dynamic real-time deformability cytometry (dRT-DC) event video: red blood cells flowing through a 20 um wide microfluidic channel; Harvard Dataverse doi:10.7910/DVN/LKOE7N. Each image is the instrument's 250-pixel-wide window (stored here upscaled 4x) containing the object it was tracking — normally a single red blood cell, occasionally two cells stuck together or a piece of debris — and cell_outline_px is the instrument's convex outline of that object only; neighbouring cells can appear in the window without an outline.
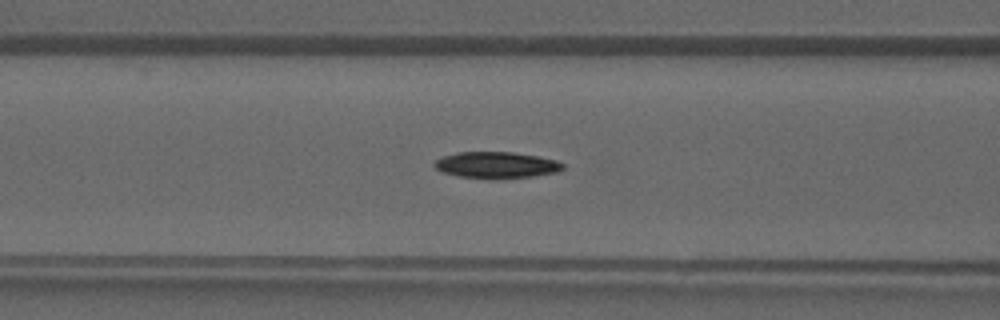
{"species": "common noctule bat (a hibernating species)", "species_latin": "Nyctalus noctula", "temperature_condition": "warm", "stored_images_in_passage": 38, "camera_frame_rate_fps": 3000, "um_per_image_px": 0.085, "animal": {"sex": "male", "forearm_length_mm": 52.5}, "frame": {"image": 1, "passage_image": 14, "time_ms": 4.333, "image_size_px": [1000, 320], "cell_outline_px": [[564, 168], [560, 172], [532, 176], [492, 180], [460, 176], [440, 172], [432, 164], [436, 160], [444, 156], [456, 152], [512, 152], [536, 156], [556, 160], [564, 164]], "centroid_in_image_um": [42.19, 14.04], "position_along_channel_um": 124.4, "area_um2": 20.0}}
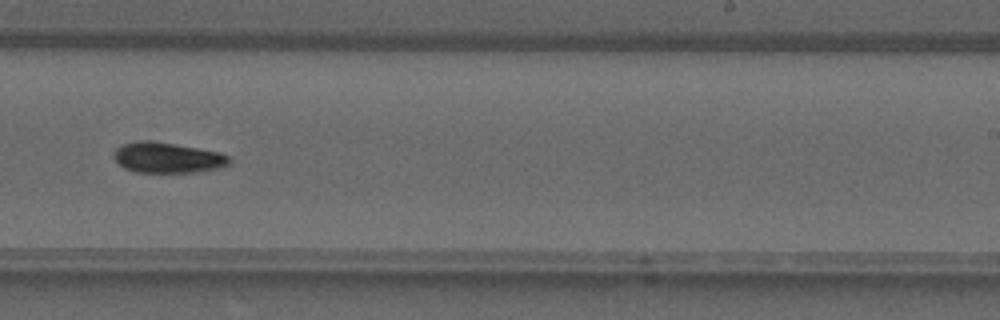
{"frame": {"image": 2, "passage_image": 23, "time_ms": 7.333, "image_size_px": [1000, 320], "cell_outline_px": [[228, 164], [220, 168], [196, 172], [136, 172], [124, 168], [112, 156], [112, 152], [120, 144], [136, 140], [152, 140], [220, 152], [228, 156]], "centroid_in_image_um": [14.17, 13.38], "position_along_channel_um": 274.8, "area_um2": 20.63}}
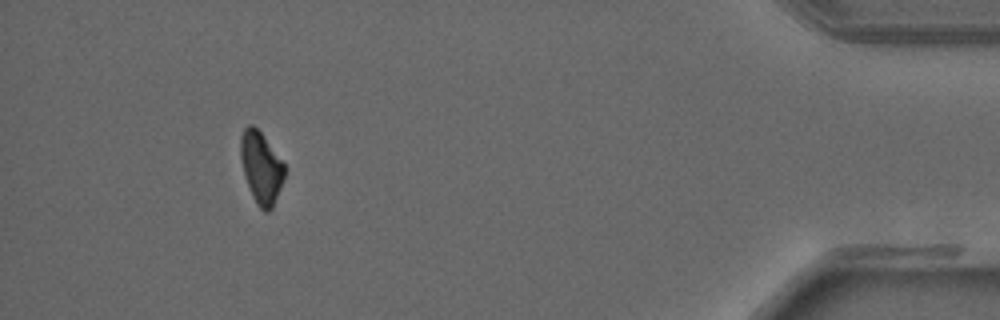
{"frame": {"image": 3, "passage_image": 35, "time_ms": 11.333, "image_size_px": [1000, 320], "cell_outline_px": [[284, 176], [280, 188], [272, 208], [268, 212], [264, 212], [260, 208], [252, 196], [244, 172], [240, 156], [240, 136], [244, 128], [248, 124], [252, 124], [260, 132], [284, 164]], "centroid_in_image_um": [22.17, 14.24], "position_along_channel_um": 413.0, "area_um2": 17.92}}